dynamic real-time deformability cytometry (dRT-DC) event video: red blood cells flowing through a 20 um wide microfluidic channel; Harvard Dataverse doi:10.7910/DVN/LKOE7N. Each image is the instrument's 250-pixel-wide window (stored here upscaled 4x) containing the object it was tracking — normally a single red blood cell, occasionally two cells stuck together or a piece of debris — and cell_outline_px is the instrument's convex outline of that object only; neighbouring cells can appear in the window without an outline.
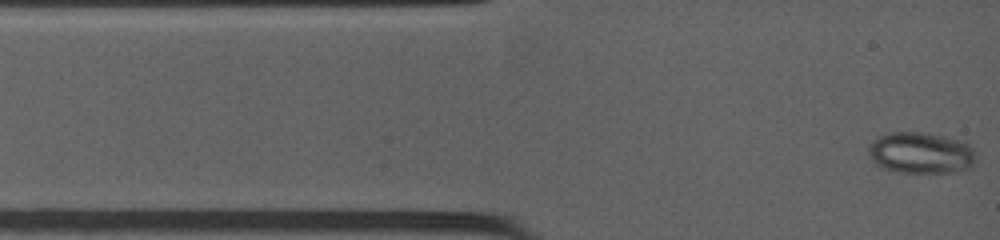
{"species": "common noctule bat (a hibernating species)", "species_latin": "Nyctalus noctula", "temperature_condition": "warm", "stored_images_in_passage": 48, "camera_frame_rate_fps": 4500, "um_per_image_px": 0.085, "animal": {"sex": "female", "body_mass_g": 19.0, "forearm_length_mm": 53.3}, "frame": {"image": 1, "passage_image": 1, "time_ms": 0.0, "image_size_px": [1000, 240], "cell_outline_px": [[972, 160], [964, 168], [952, 172], [900, 172], [876, 164], [872, 160], [868, 152], [868, 148], [872, 140], [880, 136], [892, 132], [916, 132], [956, 140], [968, 144], [972, 148]], "centroid_in_image_um": [78.16, 12.99], "position_along_channel_um": 6.8, "area_um2": 24.68}}
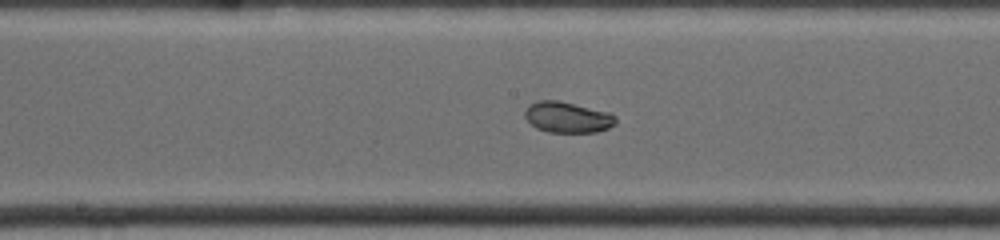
{"frame": {"image": 2, "passage_image": 22, "time_ms": 6.0, "image_size_px": [1000, 240], "cell_outline_px": [[616, 124], [608, 128], [596, 132], [548, 132], [536, 128], [524, 116], [524, 112], [528, 104], [536, 100], [556, 100], [612, 112], [616, 116]], "centroid_in_image_um": [48.25, 9.96], "position_along_channel_um": 200.0, "area_um2": 16.53}}
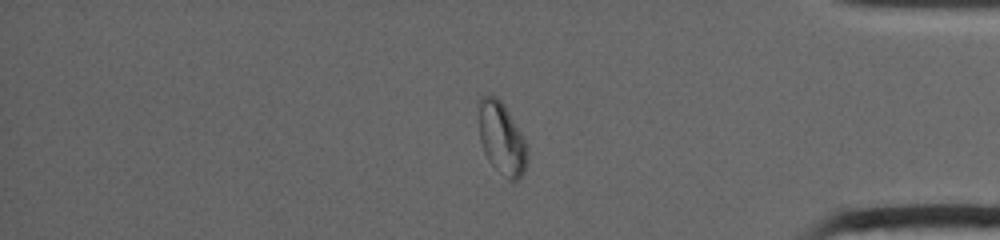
{"frame": {"image": 3, "passage_image": 38, "time_ms": 11.556, "image_size_px": [1000, 240], "cell_outline_px": [[528, 164], [520, 180], [512, 184], [488, 160], [484, 152], [480, 140], [480, 96], [496, 96], [504, 104], [520, 132], [524, 140], [528, 152]], "centroid_in_image_um": [42.68, 11.85], "position_along_channel_um": 392.5, "area_um2": 20.35}, "authors_computed_cell_mechanics": {"area_um2": 19.9121, "velocity_mm_per_s": 3.956, "shape_relaxation_time_tau1_ms": null, "shape_relaxation_time_tau2_ms": 0.7264, "deformation_change_tau1": null, "deformation_change_tau2": 0.0409}}